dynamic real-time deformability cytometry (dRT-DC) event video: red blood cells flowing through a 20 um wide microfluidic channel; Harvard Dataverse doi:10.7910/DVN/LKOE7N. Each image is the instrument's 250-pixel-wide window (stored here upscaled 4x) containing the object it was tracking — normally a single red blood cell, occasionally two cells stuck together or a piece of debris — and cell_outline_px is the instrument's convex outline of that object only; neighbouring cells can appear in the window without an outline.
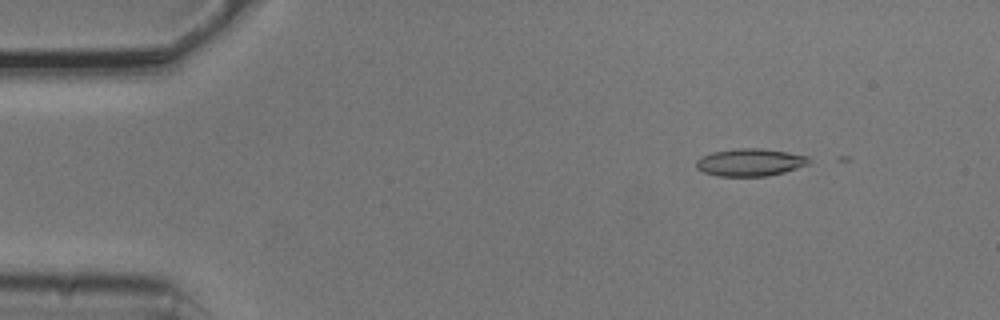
{"species": "common noctule bat (a hibernating species)", "species_latin": "Nyctalus noctula", "temperature_condition": "cold", "stored_images_in_passage": 7, "camera_frame_rate_fps": 3000, "um_per_image_px": 0.085, "animal": {"sex": "male", "body_mass_g": 20.5, "forearm_length_mm": 52.5}, "frame": {"image": 1, "passage_image": 2, "time_ms": 0.333, "image_size_px": [1000, 320], "cell_outline_px": [[812, 160], [808, 164], [784, 172], [768, 176], [716, 176], [704, 172], [696, 168], [696, 160], [700, 156], [712, 152], [736, 148], [760, 148], [788, 152], [808, 156]], "centroid_in_image_um": [63.74, 13.79], "position_along_channel_um": 21.3, "area_um2": 18.21}}
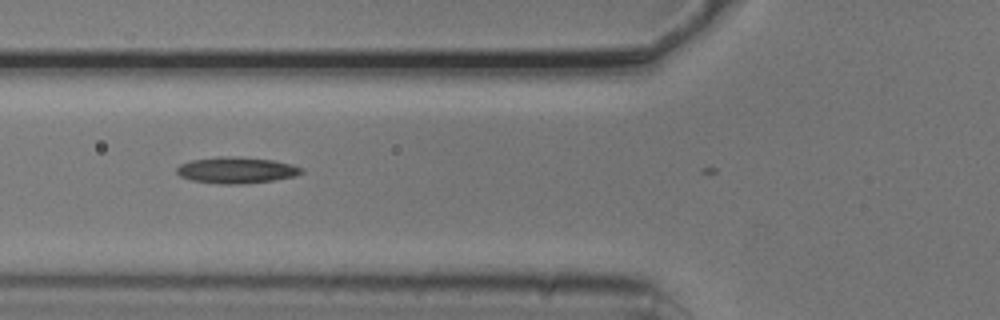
{"frame": {"image": 2, "passage_image": 5, "time_ms": 1.333, "image_size_px": [1000, 320], "cell_outline_px": [[304, 172], [296, 176], [272, 180], [244, 184], [220, 184], [192, 180], [180, 176], [176, 172], [176, 168], [180, 164], [192, 160], [220, 156], [228, 156], [272, 160], [292, 164], [304, 168]], "centroid_in_image_um": [20.11, 14.47], "position_along_channel_um": 105.7, "area_um2": 19.07}}
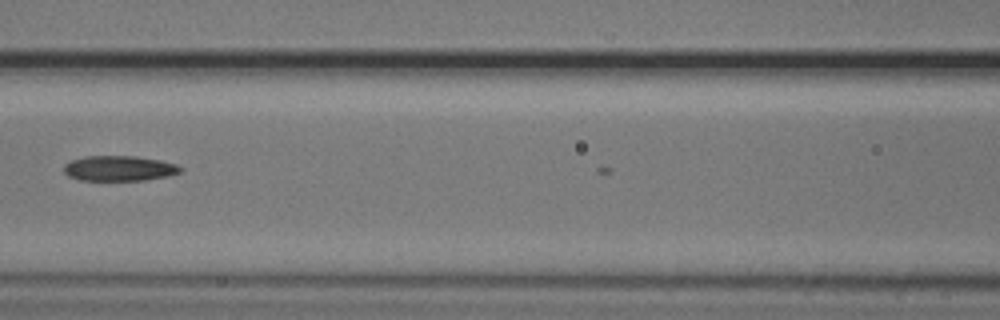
{"frame": {"image": 3, "passage_image": 6, "time_ms": 1.667, "image_size_px": [1000, 320], "cell_outline_px": [[184, 168], [180, 172], [168, 176], [144, 180], [80, 180], [68, 176], [64, 172], [64, 164], [72, 160], [84, 156], [136, 156], [160, 160], [176, 164]], "centroid_in_image_um": [10.13, 14.31], "position_along_channel_um": 156.5, "area_um2": 17.17}}